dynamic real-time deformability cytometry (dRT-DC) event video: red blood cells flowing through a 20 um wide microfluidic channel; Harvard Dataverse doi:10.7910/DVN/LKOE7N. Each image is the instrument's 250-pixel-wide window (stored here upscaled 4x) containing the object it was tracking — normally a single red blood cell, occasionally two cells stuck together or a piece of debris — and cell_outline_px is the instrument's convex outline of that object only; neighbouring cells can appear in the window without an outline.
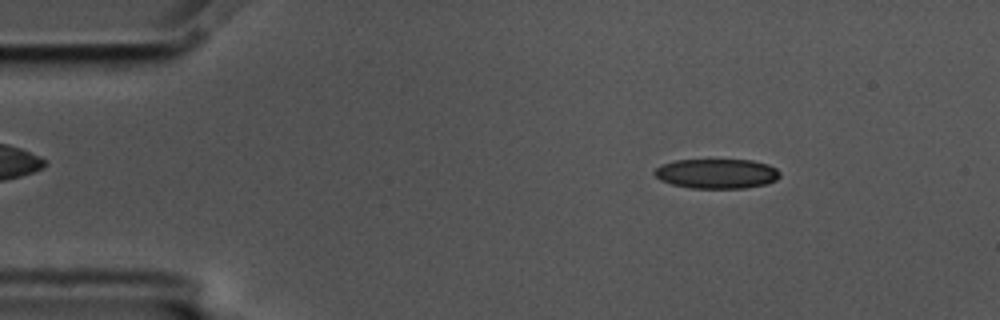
{"species": "common noctule bat (a hibernating species)", "species_latin": "Nyctalus noctula", "temperature_condition": "cold", "stored_images_in_passage": 52, "camera_frame_rate_fps": 3000, "um_per_image_px": 0.085, "animal": {"sex": "male", "body_mass_g": 17.5, "forearm_length_mm": 52.3}, "frame": {"image": 1, "passage_image": 4, "time_ms": 1.0, "image_size_px": [1000, 320], "cell_outline_px": [[780, 176], [776, 180], [768, 184], [744, 188], [692, 188], [672, 184], [660, 180], [652, 172], [660, 164], [676, 160], [752, 160], [768, 164], [776, 168], [780, 172]], "centroid_in_image_um": [60.93, 14.76], "position_along_channel_um": 24.1, "area_um2": 21.85}}
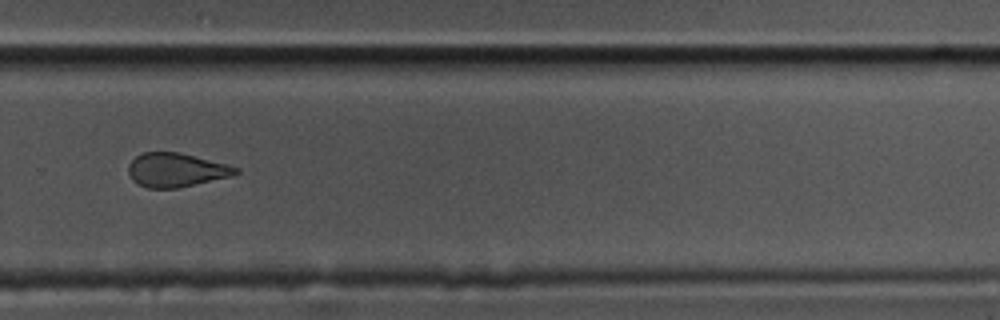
{"frame": {"image": 2, "passage_image": 34, "time_ms": 11.0, "image_size_px": [1000, 320], "cell_outline_px": [[240, 172], [232, 176], [180, 188], [148, 188], [132, 180], [128, 172], [128, 164], [136, 156], [144, 152], [180, 152], [228, 164], [240, 168]], "centroid_in_image_um": [15.0, 14.45], "position_along_channel_um": 314.8, "area_um2": 21.39}}
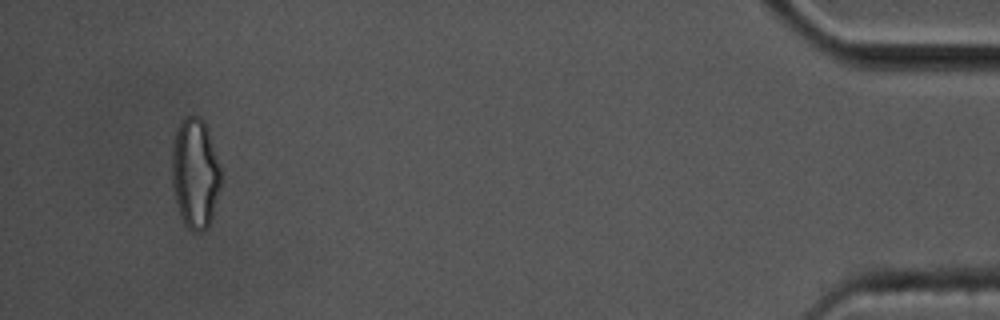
{"frame": {"image": 3, "passage_image": 49, "time_ms": 16.0, "image_size_px": [1000, 320], "cell_outline_px": [[220, 188], [212, 216], [208, 228], [200, 232], [192, 232], [184, 224], [180, 216], [172, 184], [172, 140], [176, 128], [184, 116], [200, 116], [208, 132], [220, 168]], "centroid_in_image_um": [16.56, 14.75], "position_along_channel_um": 418.6, "area_um2": 31.39}, "authors_computed_cell_mechanics": {"area_um2": 23.0044, "velocity_mm_per_s": 3.5735, "shape_relaxation_time_tau1_ms": null, "shape_relaxation_time_tau2_ms": 2.368, "deformation_change_tau1": null, "deformation_change_tau2": 0.0938}}